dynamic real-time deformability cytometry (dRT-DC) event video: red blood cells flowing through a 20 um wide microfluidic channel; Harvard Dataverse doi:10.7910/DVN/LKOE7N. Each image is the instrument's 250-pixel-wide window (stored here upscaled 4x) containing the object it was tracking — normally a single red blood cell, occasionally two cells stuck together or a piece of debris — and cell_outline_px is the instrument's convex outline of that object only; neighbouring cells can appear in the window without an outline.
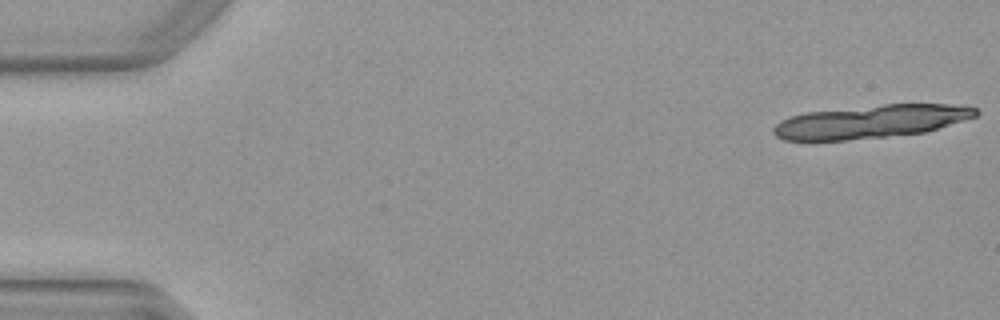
{"species": "Egyptian fruit bat (a non-hibernating species)", "species_latin": "Rousettus aegyptiacus", "temperature_condition": "warm", "stored_images_in_passage": 20, "camera_frame_rate_fps": 3000, "um_per_image_px": 0.085, "animal": {"sex": "female"}, "frame": {"image": 1, "passage_image": 1, "time_ms": 0.0, "image_size_px": [1000, 320], "cell_outline_px": [[980, 112], [976, 116], [964, 120], [924, 132], [844, 140], [784, 140], [776, 136], [772, 132], [772, 128], [780, 120], [804, 112], [884, 104], [948, 104], [976, 108]], "centroid_in_image_um": [73.98, 10.32], "position_along_channel_um": 11.0, "area_um2": 38.67}}